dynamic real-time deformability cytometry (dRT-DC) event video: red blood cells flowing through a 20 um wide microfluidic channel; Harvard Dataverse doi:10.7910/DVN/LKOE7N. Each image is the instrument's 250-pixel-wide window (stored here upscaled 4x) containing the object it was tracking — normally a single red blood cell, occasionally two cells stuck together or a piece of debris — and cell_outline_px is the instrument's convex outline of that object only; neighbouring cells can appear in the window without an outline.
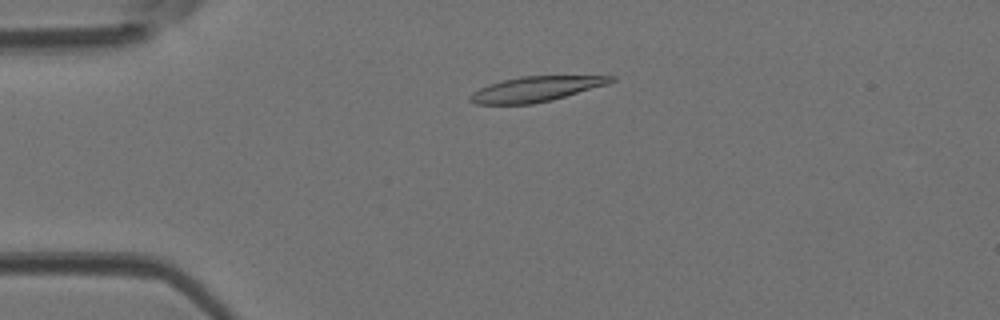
{"species": "Egyptian fruit bat (a non-hibernating species)", "species_latin": "Rousettus aegyptiacus", "temperature_condition": "room temperature", "stored_images_in_passage": 45, "camera_frame_rate_fps": 3000, "um_per_image_px": 0.085, "animal": {"sex": "female"}, "frame": {"image": 1, "passage_image": 11, "time_ms": 3.333, "image_size_px": [1000, 320], "cell_outline_px": [[616, 80], [608, 84], [552, 100], [532, 104], [476, 104], [468, 100], [468, 96], [472, 92], [488, 84], [520, 76], [616, 76]], "centroid_in_image_um": [45.53, 7.57], "position_along_channel_um": 39.5, "area_um2": 20.58}}
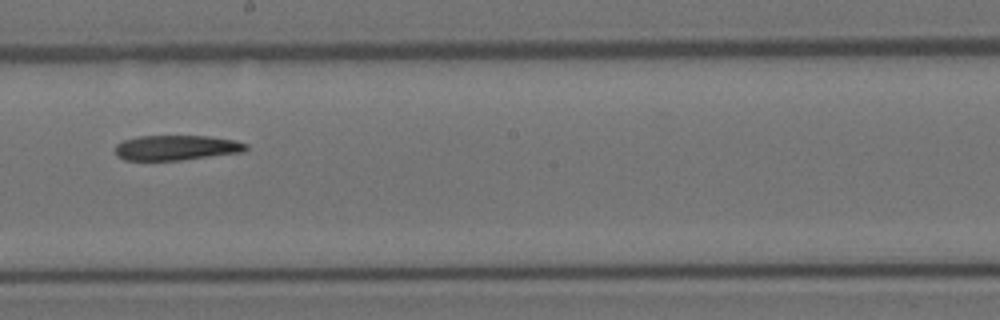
{"frame": {"image": 2, "passage_image": 26, "time_ms": 8.333, "image_size_px": [1000, 320], "cell_outline_px": [[248, 148], [244, 152], [180, 160], [124, 160], [116, 156], [116, 144], [124, 140], [136, 136], [208, 136], [236, 140], [248, 144]], "centroid_in_image_um": [15.0, 12.55], "position_along_channel_um": 233.2, "area_um2": 19.19}}
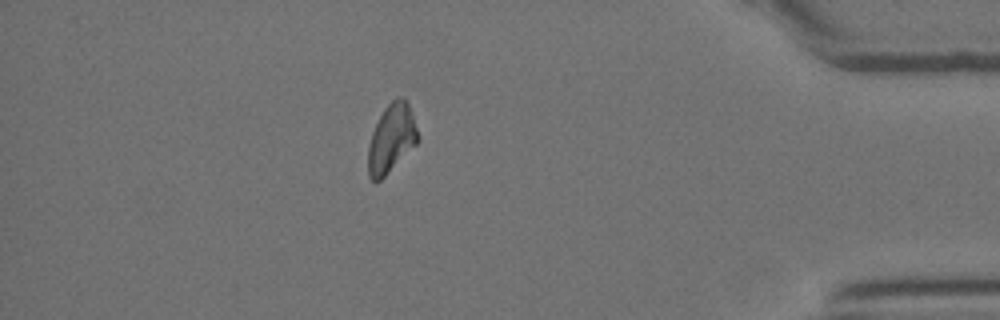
{"frame": {"image": 3, "passage_image": 40, "time_ms": 13.0, "image_size_px": [1000, 320], "cell_outline_px": [[420, 140], [380, 180], [372, 180], [368, 176], [368, 144], [372, 132], [384, 108], [396, 96], [404, 96], [408, 104], [420, 136]], "centroid_in_image_um": [33.27, 11.73], "position_along_channel_um": 401.9, "area_um2": 19.71}}